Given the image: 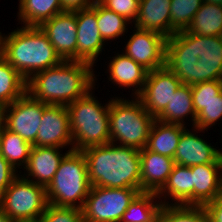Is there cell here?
Instances as JSON below:
<instances>
[{
	"label": "cell",
	"instance_id": "1",
	"mask_svg": "<svg viewBox=\"0 0 222 222\" xmlns=\"http://www.w3.org/2000/svg\"><path fill=\"white\" fill-rule=\"evenodd\" d=\"M165 65L189 86L222 80V36L176 32L166 40Z\"/></svg>",
	"mask_w": 222,
	"mask_h": 222
},
{
	"label": "cell",
	"instance_id": "2",
	"mask_svg": "<svg viewBox=\"0 0 222 222\" xmlns=\"http://www.w3.org/2000/svg\"><path fill=\"white\" fill-rule=\"evenodd\" d=\"M93 70L87 62L62 61L28 79L26 92L47 105L68 106L96 86Z\"/></svg>",
	"mask_w": 222,
	"mask_h": 222
},
{
	"label": "cell",
	"instance_id": "3",
	"mask_svg": "<svg viewBox=\"0 0 222 222\" xmlns=\"http://www.w3.org/2000/svg\"><path fill=\"white\" fill-rule=\"evenodd\" d=\"M82 152L91 186L141 190L140 150L108 143Z\"/></svg>",
	"mask_w": 222,
	"mask_h": 222
},
{
	"label": "cell",
	"instance_id": "4",
	"mask_svg": "<svg viewBox=\"0 0 222 222\" xmlns=\"http://www.w3.org/2000/svg\"><path fill=\"white\" fill-rule=\"evenodd\" d=\"M0 54L26 81L63 61L39 26L17 27L5 36L1 33Z\"/></svg>",
	"mask_w": 222,
	"mask_h": 222
},
{
	"label": "cell",
	"instance_id": "5",
	"mask_svg": "<svg viewBox=\"0 0 222 222\" xmlns=\"http://www.w3.org/2000/svg\"><path fill=\"white\" fill-rule=\"evenodd\" d=\"M91 88L84 96L67 107L73 150L83 151L92 146L110 143V100L103 106Z\"/></svg>",
	"mask_w": 222,
	"mask_h": 222
},
{
	"label": "cell",
	"instance_id": "6",
	"mask_svg": "<svg viewBox=\"0 0 222 222\" xmlns=\"http://www.w3.org/2000/svg\"><path fill=\"white\" fill-rule=\"evenodd\" d=\"M154 121L155 118L144 109L137 96L131 101L114 96L110 98V143L142 150L147 145Z\"/></svg>",
	"mask_w": 222,
	"mask_h": 222
},
{
	"label": "cell",
	"instance_id": "7",
	"mask_svg": "<svg viewBox=\"0 0 222 222\" xmlns=\"http://www.w3.org/2000/svg\"><path fill=\"white\" fill-rule=\"evenodd\" d=\"M91 185L82 151L70 150L60 162L53 180L46 187L49 204L82 209Z\"/></svg>",
	"mask_w": 222,
	"mask_h": 222
},
{
	"label": "cell",
	"instance_id": "8",
	"mask_svg": "<svg viewBox=\"0 0 222 222\" xmlns=\"http://www.w3.org/2000/svg\"><path fill=\"white\" fill-rule=\"evenodd\" d=\"M48 205L46 187L18 175L0 198V208L13 220H39Z\"/></svg>",
	"mask_w": 222,
	"mask_h": 222
},
{
	"label": "cell",
	"instance_id": "9",
	"mask_svg": "<svg viewBox=\"0 0 222 222\" xmlns=\"http://www.w3.org/2000/svg\"><path fill=\"white\" fill-rule=\"evenodd\" d=\"M142 192L134 188L91 186L82 208L85 222H120L134 198Z\"/></svg>",
	"mask_w": 222,
	"mask_h": 222
},
{
	"label": "cell",
	"instance_id": "10",
	"mask_svg": "<svg viewBox=\"0 0 222 222\" xmlns=\"http://www.w3.org/2000/svg\"><path fill=\"white\" fill-rule=\"evenodd\" d=\"M42 115L43 102L33 99L26 92L21 98L5 106V128L36 146Z\"/></svg>",
	"mask_w": 222,
	"mask_h": 222
},
{
	"label": "cell",
	"instance_id": "11",
	"mask_svg": "<svg viewBox=\"0 0 222 222\" xmlns=\"http://www.w3.org/2000/svg\"><path fill=\"white\" fill-rule=\"evenodd\" d=\"M181 80L166 65L149 71L142 92L137 96L155 119L165 110Z\"/></svg>",
	"mask_w": 222,
	"mask_h": 222
},
{
	"label": "cell",
	"instance_id": "12",
	"mask_svg": "<svg viewBox=\"0 0 222 222\" xmlns=\"http://www.w3.org/2000/svg\"><path fill=\"white\" fill-rule=\"evenodd\" d=\"M125 46V55L148 72L165 66L166 40L161 33L135 26Z\"/></svg>",
	"mask_w": 222,
	"mask_h": 222
},
{
	"label": "cell",
	"instance_id": "13",
	"mask_svg": "<svg viewBox=\"0 0 222 222\" xmlns=\"http://www.w3.org/2000/svg\"><path fill=\"white\" fill-rule=\"evenodd\" d=\"M69 145V150H73L67 107L43 103V115L36 137V146L60 147L63 149V147Z\"/></svg>",
	"mask_w": 222,
	"mask_h": 222
},
{
	"label": "cell",
	"instance_id": "14",
	"mask_svg": "<svg viewBox=\"0 0 222 222\" xmlns=\"http://www.w3.org/2000/svg\"><path fill=\"white\" fill-rule=\"evenodd\" d=\"M76 24V61L87 62L94 67L105 45L97 24V1L92 7L76 11Z\"/></svg>",
	"mask_w": 222,
	"mask_h": 222
},
{
	"label": "cell",
	"instance_id": "15",
	"mask_svg": "<svg viewBox=\"0 0 222 222\" xmlns=\"http://www.w3.org/2000/svg\"><path fill=\"white\" fill-rule=\"evenodd\" d=\"M40 29L47 35L55 52L63 61H76V11H64L44 21Z\"/></svg>",
	"mask_w": 222,
	"mask_h": 222
},
{
	"label": "cell",
	"instance_id": "16",
	"mask_svg": "<svg viewBox=\"0 0 222 222\" xmlns=\"http://www.w3.org/2000/svg\"><path fill=\"white\" fill-rule=\"evenodd\" d=\"M192 128H194L192 132L187 128L183 130L174 154V163L188 167L207 163H222L219 150L196 135L198 131L204 132V130L195 126Z\"/></svg>",
	"mask_w": 222,
	"mask_h": 222
},
{
	"label": "cell",
	"instance_id": "17",
	"mask_svg": "<svg viewBox=\"0 0 222 222\" xmlns=\"http://www.w3.org/2000/svg\"><path fill=\"white\" fill-rule=\"evenodd\" d=\"M191 172L193 206H204L222 196V163L194 165Z\"/></svg>",
	"mask_w": 222,
	"mask_h": 222
},
{
	"label": "cell",
	"instance_id": "18",
	"mask_svg": "<svg viewBox=\"0 0 222 222\" xmlns=\"http://www.w3.org/2000/svg\"><path fill=\"white\" fill-rule=\"evenodd\" d=\"M60 147H43V146H32L28 163L24 169V178L47 187L53 180L54 174L56 173L60 162L66 153H60ZM25 171L27 173H25ZM25 175V176H24ZM32 178H30V177Z\"/></svg>",
	"mask_w": 222,
	"mask_h": 222
},
{
	"label": "cell",
	"instance_id": "19",
	"mask_svg": "<svg viewBox=\"0 0 222 222\" xmlns=\"http://www.w3.org/2000/svg\"><path fill=\"white\" fill-rule=\"evenodd\" d=\"M174 159L148 150H140L141 191L158 193L166 184Z\"/></svg>",
	"mask_w": 222,
	"mask_h": 222
},
{
	"label": "cell",
	"instance_id": "20",
	"mask_svg": "<svg viewBox=\"0 0 222 222\" xmlns=\"http://www.w3.org/2000/svg\"><path fill=\"white\" fill-rule=\"evenodd\" d=\"M108 63L109 81L118 87L134 88L132 96H138L145 85L148 71L130 57L116 53ZM137 88V89H136ZM135 91V92H134Z\"/></svg>",
	"mask_w": 222,
	"mask_h": 222
},
{
	"label": "cell",
	"instance_id": "21",
	"mask_svg": "<svg viewBox=\"0 0 222 222\" xmlns=\"http://www.w3.org/2000/svg\"><path fill=\"white\" fill-rule=\"evenodd\" d=\"M171 0H140L139 12L134 26L143 30L171 37Z\"/></svg>",
	"mask_w": 222,
	"mask_h": 222
},
{
	"label": "cell",
	"instance_id": "22",
	"mask_svg": "<svg viewBox=\"0 0 222 222\" xmlns=\"http://www.w3.org/2000/svg\"><path fill=\"white\" fill-rule=\"evenodd\" d=\"M166 196L172 199L171 205H192L191 167L174 164L166 184L157 193L162 205H170Z\"/></svg>",
	"mask_w": 222,
	"mask_h": 222
},
{
	"label": "cell",
	"instance_id": "23",
	"mask_svg": "<svg viewBox=\"0 0 222 222\" xmlns=\"http://www.w3.org/2000/svg\"><path fill=\"white\" fill-rule=\"evenodd\" d=\"M186 126L165 123L155 119L153 122L146 148L163 156L174 158L179 139Z\"/></svg>",
	"mask_w": 222,
	"mask_h": 222
},
{
	"label": "cell",
	"instance_id": "24",
	"mask_svg": "<svg viewBox=\"0 0 222 222\" xmlns=\"http://www.w3.org/2000/svg\"><path fill=\"white\" fill-rule=\"evenodd\" d=\"M190 116L195 126L196 112L193 107L191 86L181 84L174 92L165 110L156 118L159 121L186 126L185 118Z\"/></svg>",
	"mask_w": 222,
	"mask_h": 222
},
{
	"label": "cell",
	"instance_id": "25",
	"mask_svg": "<svg viewBox=\"0 0 222 222\" xmlns=\"http://www.w3.org/2000/svg\"><path fill=\"white\" fill-rule=\"evenodd\" d=\"M18 20L23 26H40L63 11L61 0H18Z\"/></svg>",
	"mask_w": 222,
	"mask_h": 222
},
{
	"label": "cell",
	"instance_id": "26",
	"mask_svg": "<svg viewBox=\"0 0 222 222\" xmlns=\"http://www.w3.org/2000/svg\"><path fill=\"white\" fill-rule=\"evenodd\" d=\"M187 31L201 36H222V5L203 1Z\"/></svg>",
	"mask_w": 222,
	"mask_h": 222
},
{
	"label": "cell",
	"instance_id": "27",
	"mask_svg": "<svg viewBox=\"0 0 222 222\" xmlns=\"http://www.w3.org/2000/svg\"><path fill=\"white\" fill-rule=\"evenodd\" d=\"M27 81L0 54V104L10 105L26 93Z\"/></svg>",
	"mask_w": 222,
	"mask_h": 222
},
{
	"label": "cell",
	"instance_id": "28",
	"mask_svg": "<svg viewBox=\"0 0 222 222\" xmlns=\"http://www.w3.org/2000/svg\"><path fill=\"white\" fill-rule=\"evenodd\" d=\"M157 193L140 192L130 203L120 222H156L161 209ZM156 200V201H154Z\"/></svg>",
	"mask_w": 222,
	"mask_h": 222
},
{
	"label": "cell",
	"instance_id": "29",
	"mask_svg": "<svg viewBox=\"0 0 222 222\" xmlns=\"http://www.w3.org/2000/svg\"><path fill=\"white\" fill-rule=\"evenodd\" d=\"M32 145L8 129L0 135V154L16 170L26 167ZM20 166V167H19Z\"/></svg>",
	"mask_w": 222,
	"mask_h": 222
},
{
	"label": "cell",
	"instance_id": "30",
	"mask_svg": "<svg viewBox=\"0 0 222 222\" xmlns=\"http://www.w3.org/2000/svg\"><path fill=\"white\" fill-rule=\"evenodd\" d=\"M97 24L102 39L106 43L108 40L113 41L123 36L128 30L127 26H129L130 22L97 1Z\"/></svg>",
	"mask_w": 222,
	"mask_h": 222
},
{
	"label": "cell",
	"instance_id": "31",
	"mask_svg": "<svg viewBox=\"0 0 222 222\" xmlns=\"http://www.w3.org/2000/svg\"><path fill=\"white\" fill-rule=\"evenodd\" d=\"M156 222H209L203 206L162 205Z\"/></svg>",
	"mask_w": 222,
	"mask_h": 222
},
{
	"label": "cell",
	"instance_id": "32",
	"mask_svg": "<svg viewBox=\"0 0 222 222\" xmlns=\"http://www.w3.org/2000/svg\"><path fill=\"white\" fill-rule=\"evenodd\" d=\"M203 0H171V36L187 30Z\"/></svg>",
	"mask_w": 222,
	"mask_h": 222
},
{
	"label": "cell",
	"instance_id": "33",
	"mask_svg": "<svg viewBox=\"0 0 222 222\" xmlns=\"http://www.w3.org/2000/svg\"><path fill=\"white\" fill-rule=\"evenodd\" d=\"M195 127L206 130L222 119V92L209 102H193Z\"/></svg>",
	"mask_w": 222,
	"mask_h": 222
},
{
	"label": "cell",
	"instance_id": "34",
	"mask_svg": "<svg viewBox=\"0 0 222 222\" xmlns=\"http://www.w3.org/2000/svg\"><path fill=\"white\" fill-rule=\"evenodd\" d=\"M40 222H85L82 209L47 205Z\"/></svg>",
	"mask_w": 222,
	"mask_h": 222
},
{
	"label": "cell",
	"instance_id": "35",
	"mask_svg": "<svg viewBox=\"0 0 222 222\" xmlns=\"http://www.w3.org/2000/svg\"><path fill=\"white\" fill-rule=\"evenodd\" d=\"M107 9L123 16L131 24L136 21L139 12L138 0H99Z\"/></svg>",
	"mask_w": 222,
	"mask_h": 222
},
{
	"label": "cell",
	"instance_id": "36",
	"mask_svg": "<svg viewBox=\"0 0 222 222\" xmlns=\"http://www.w3.org/2000/svg\"><path fill=\"white\" fill-rule=\"evenodd\" d=\"M193 102H209L222 92V80H211L191 86Z\"/></svg>",
	"mask_w": 222,
	"mask_h": 222
},
{
	"label": "cell",
	"instance_id": "37",
	"mask_svg": "<svg viewBox=\"0 0 222 222\" xmlns=\"http://www.w3.org/2000/svg\"><path fill=\"white\" fill-rule=\"evenodd\" d=\"M18 175V171L0 154V198Z\"/></svg>",
	"mask_w": 222,
	"mask_h": 222
},
{
	"label": "cell",
	"instance_id": "38",
	"mask_svg": "<svg viewBox=\"0 0 222 222\" xmlns=\"http://www.w3.org/2000/svg\"><path fill=\"white\" fill-rule=\"evenodd\" d=\"M208 214L209 222H222V196L203 206Z\"/></svg>",
	"mask_w": 222,
	"mask_h": 222
},
{
	"label": "cell",
	"instance_id": "39",
	"mask_svg": "<svg viewBox=\"0 0 222 222\" xmlns=\"http://www.w3.org/2000/svg\"><path fill=\"white\" fill-rule=\"evenodd\" d=\"M94 0H61L63 11L74 12L92 7Z\"/></svg>",
	"mask_w": 222,
	"mask_h": 222
},
{
	"label": "cell",
	"instance_id": "40",
	"mask_svg": "<svg viewBox=\"0 0 222 222\" xmlns=\"http://www.w3.org/2000/svg\"><path fill=\"white\" fill-rule=\"evenodd\" d=\"M5 128V106L0 104V135Z\"/></svg>",
	"mask_w": 222,
	"mask_h": 222
},
{
	"label": "cell",
	"instance_id": "41",
	"mask_svg": "<svg viewBox=\"0 0 222 222\" xmlns=\"http://www.w3.org/2000/svg\"><path fill=\"white\" fill-rule=\"evenodd\" d=\"M0 222H13V220L0 208Z\"/></svg>",
	"mask_w": 222,
	"mask_h": 222
},
{
	"label": "cell",
	"instance_id": "42",
	"mask_svg": "<svg viewBox=\"0 0 222 222\" xmlns=\"http://www.w3.org/2000/svg\"><path fill=\"white\" fill-rule=\"evenodd\" d=\"M203 1L222 5V0H203Z\"/></svg>",
	"mask_w": 222,
	"mask_h": 222
},
{
	"label": "cell",
	"instance_id": "43",
	"mask_svg": "<svg viewBox=\"0 0 222 222\" xmlns=\"http://www.w3.org/2000/svg\"><path fill=\"white\" fill-rule=\"evenodd\" d=\"M13 222H40V220H24V221H13Z\"/></svg>",
	"mask_w": 222,
	"mask_h": 222
},
{
	"label": "cell",
	"instance_id": "44",
	"mask_svg": "<svg viewBox=\"0 0 222 222\" xmlns=\"http://www.w3.org/2000/svg\"><path fill=\"white\" fill-rule=\"evenodd\" d=\"M218 150H219L220 158L222 159V150L221 151H220V149H218Z\"/></svg>",
	"mask_w": 222,
	"mask_h": 222
}]
</instances>
